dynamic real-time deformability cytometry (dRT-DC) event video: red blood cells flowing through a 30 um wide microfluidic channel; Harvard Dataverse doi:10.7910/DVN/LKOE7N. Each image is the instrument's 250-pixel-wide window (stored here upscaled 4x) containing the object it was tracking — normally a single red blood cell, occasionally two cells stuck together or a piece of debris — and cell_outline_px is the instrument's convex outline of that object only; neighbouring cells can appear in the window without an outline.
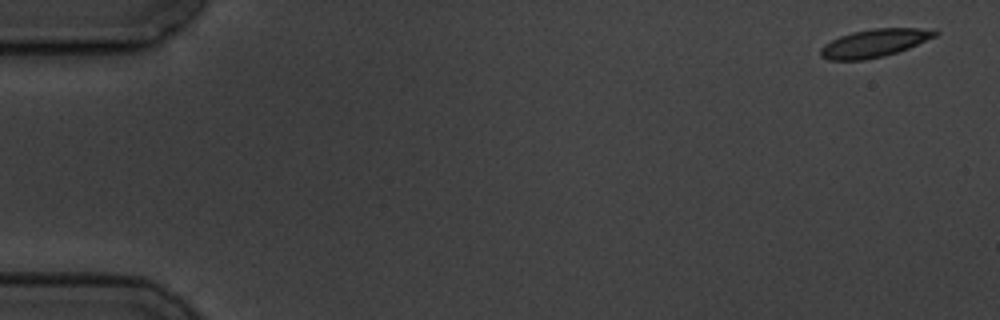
{"species": "common noctule bat (a hibernating species)", "species_latin": "Nyctalus noctula", "temperature_condition": "cold", "stored_images_in_passage": 5, "camera_frame_rate_fps": 3000, "um_per_image_px": 0.085, "animal": {"sex": "male", "body_mass_g": 19.5, "forearm_length_mm": 54.6}, "frame": {"image": 1, "passage_image": 1, "time_ms": 0.0, "image_size_px": [1000, 320], "cell_outline_px": [[940, 32], [936, 36], [908, 48], [884, 56], [864, 60], [828, 60], [820, 56], [820, 48], [824, 44], [840, 36], [852, 32], [872, 28], [936, 28]], "centroid_in_image_um": [74.34, 3.65], "position_along_channel_um": 10.7, "area_um2": 18.79}}
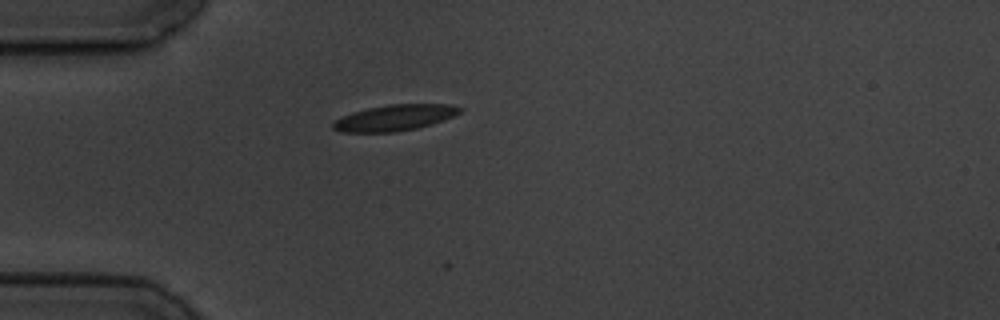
{"frame": {"image": 2, "passage_image": 5, "time_ms": 4.667, "image_size_px": [1000, 320], "cell_outline_px": [[464, 108], [460, 112], [444, 120], [432, 124], [416, 128], [396, 132], [340, 132], [332, 128], [332, 124], [336, 120], [352, 112], [368, 108], [388, 104], [452, 104]], "centroid_in_image_um": [33.57, 10.0], "position_along_channel_um": 51.4, "area_um2": 19.19}}